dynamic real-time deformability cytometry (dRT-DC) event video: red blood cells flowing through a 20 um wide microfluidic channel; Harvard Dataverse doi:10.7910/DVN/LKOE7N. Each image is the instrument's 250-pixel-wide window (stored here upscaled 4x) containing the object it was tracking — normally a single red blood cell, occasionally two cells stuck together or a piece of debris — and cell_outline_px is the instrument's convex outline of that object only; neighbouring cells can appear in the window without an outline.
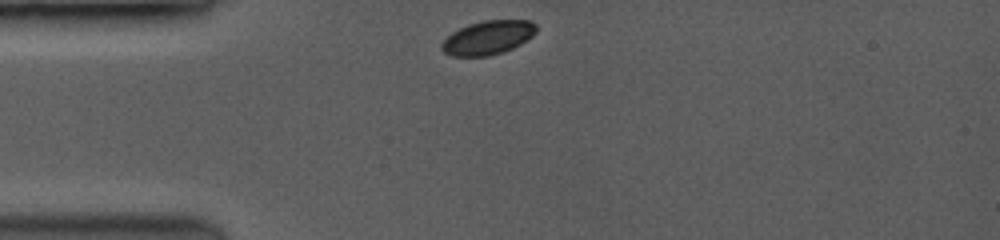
{"species": "common noctule bat (a hibernating species)", "species_latin": "Nyctalus noctula", "temperature_condition": "room temperature", "stored_images_in_passage": 7, "camera_frame_rate_fps": 3500, "um_per_image_px": 0.085, "animal": {"sex": "female", "body_mass_g": 19.0, "forearm_length_mm": 53.3}, "frame": {"image": 1, "passage_image": 1, "time_ms": 0.0, "image_size_px": [1000, 240], "cell_outline_px": [[536, 32], [532, 36], [520, 44], [512, 48], [488, 56], [452, 56], [444, 52], [440, 48], [440, 44], [452, 32], [468, 24], [484, 20], [532, 20], [536, 24]], "centroid_in_image_um": [41.47, 3.19], "position_along_channel_um": 43.5, "area_um2": 18.61}}
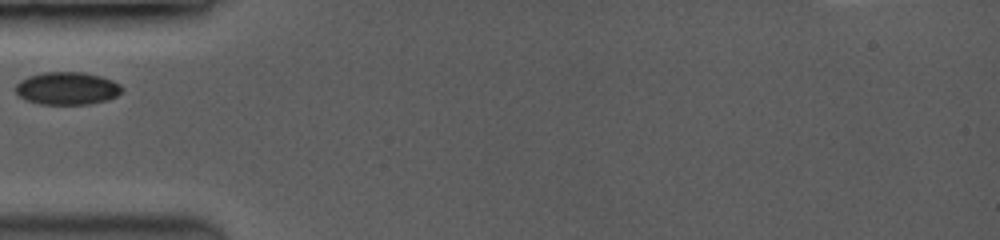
{"frame": {"image": 2, "passage_image": 3, "time_ms": 1.429, "image_size_px": [1000, 240], "cell_outline_px": [[124, 88], [116, 96], [104, 100], [88, 104], [40, 104], [28, 100], [20, 96], [16, 92], [16, 84], [20, 80], [28, 76], [44, 72], [84, 72], [100, 76], [112, 80], [120, 84]], "centroid_in_image_um": [5.71, 7.5], "position_along_channel_um": 79.3, "area_um2": 20.11}}
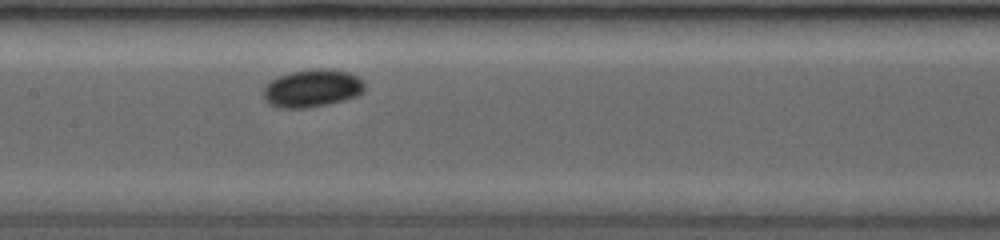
{"frame": {"image": 3, "passage_image": 7, "time_ms": 4.0, "image_size_px": [1000, 240], "cell_outline_px": [[364, 88], [356, 96], [324, 104], [300, 108], [284, 108], [272, 104], [264, 96], [264, 88], [272, 80], [280, 76], [292, 72], [316, 68], [320, 68], [348, 72], [364, 80]], "centroid_in_image_um": [26.56, 7.48], "position_along_channel_um": 180.8, "area_um2": 21.44}}